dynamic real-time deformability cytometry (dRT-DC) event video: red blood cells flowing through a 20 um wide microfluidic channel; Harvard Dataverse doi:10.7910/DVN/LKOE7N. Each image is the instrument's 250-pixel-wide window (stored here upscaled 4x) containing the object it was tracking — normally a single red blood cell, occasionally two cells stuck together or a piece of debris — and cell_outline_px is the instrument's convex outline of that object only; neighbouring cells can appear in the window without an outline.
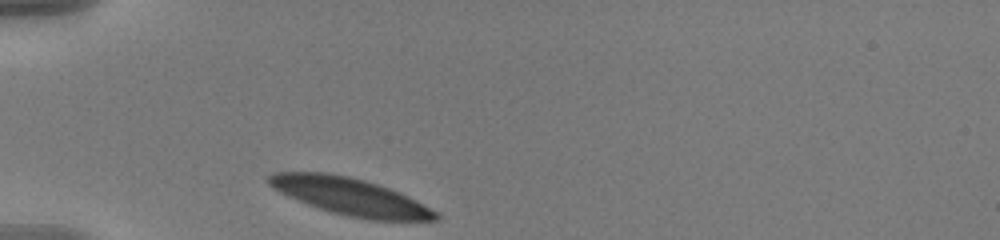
{"species": "human", "species_latin": "Homo sapiens", "temperature_condition": "warm", "stored_images_in_passage": 32, "camera_frame_rate_fps": 3000, "um_per_image_px": 0.085, "donor": {"sex": "male"}, "frame": {"image": 1, "passage_image": 1, "time_ms": 0.0, "image_size_px": [1000, 240], "cell_outline_px": [[440, 216], [436, 220], [368, 220], [348, 216], [332, 212], [308, 204], [288, 196], [272, 188], [268, 184], [268, 176], [272, 172], [328, 172], [348, 176], [364, 180], [388, 188], [408, 196], [440, 212]], "centroid_in_image_um": [29.78, 16.7], "position_along_channel_um": 55.2, "area_um2": 36.01}}
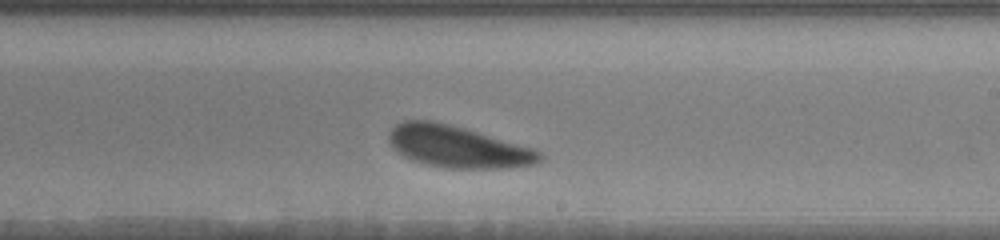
{"frame": {"image": 2, "passage_image": 19, "time_ms": 6.0, "image_size_px": [1000, 240], "cell_outline_px": [[544, 156], [540, 160], [532, 164], [508, 168], [444, 168], [424, 164], [412, 160], [404, 156], [392, 148], [388, 140], [388, 132], [396, 124], [404, 120], [432, 120], [464, 128], [532, 148], [540, 152]], "centroid_in_image_um": [38.84, 12.47], "position_along_channel_um": 250.2, "area_um2": 36.59}}
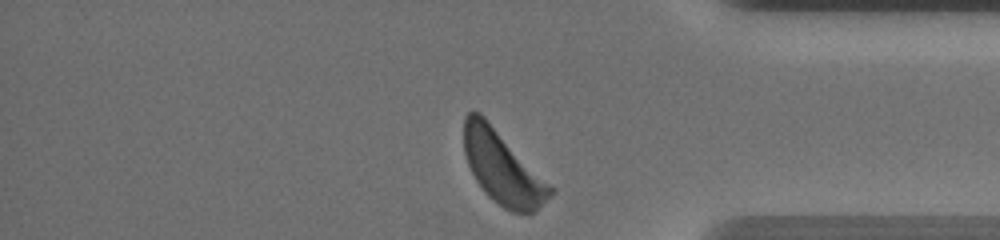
{"frame": {"image": 3, "passage_image": 32, "time_ms": 10.333, "image_size_px": [1000, 240], "cell_outline_px": [[556, 192], [528, 216], [512, 212], [504, 208], [488, 196], [476, 180], [468, 164], [464, 152], [464, 116], [468, 112], [480, 112], [556, 188]], "centroid_in_image_um": [42.77, 14.28], "position_along_channel_um": 392.4, "area_um2": 36.93}, "authors_computed_cell_mechanics": {"area_um2": 37.3966, "velocity_mm_per_s": 3.5353, "shape_relaxation_time_tau1_ms": 1.2021, "shape_relaxation_time_tau2_ms": null, "deformation_change_tau1": 0.0804, "deformation_change_tau2": null}}